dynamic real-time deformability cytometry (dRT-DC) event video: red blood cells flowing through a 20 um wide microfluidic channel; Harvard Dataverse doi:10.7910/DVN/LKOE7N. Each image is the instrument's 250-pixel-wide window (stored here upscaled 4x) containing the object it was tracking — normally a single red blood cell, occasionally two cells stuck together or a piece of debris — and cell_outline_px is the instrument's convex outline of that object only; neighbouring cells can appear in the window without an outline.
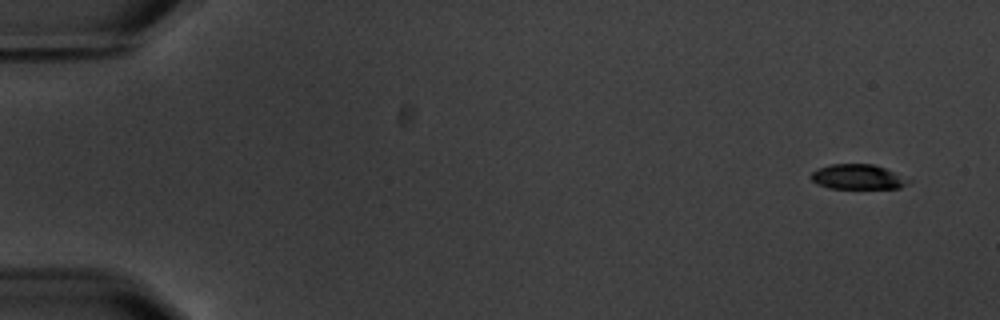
{"species": "common noctule bat (a hibernating species)", "species_latin": "Nyctalus noctula", "temperature_condition": "warm", "stored_images_in_passage": 5, "camera_frame_rate_fps": 3000, "um_per_image_px": 0.085, "animal": {"sex": "male", "body_mass_g": 20.1, "forearm_length_mm": 53.5}, "frame": {"image": 1, "passage_image": 1, "time_ms": 0.0, "image_size_px": [1000, 320], "cell_outline_px": [[912, 180], [908, 184], [900, 188], [828, 188], [816, 184], [812, 180], [812, 172], [820, 168], [832, 164], [872, 164], [884, 168]], "centroid_in_image_um": [72.93, 15.04], "position_along_channel_um": 12.1, "area_um2": 13.99}}
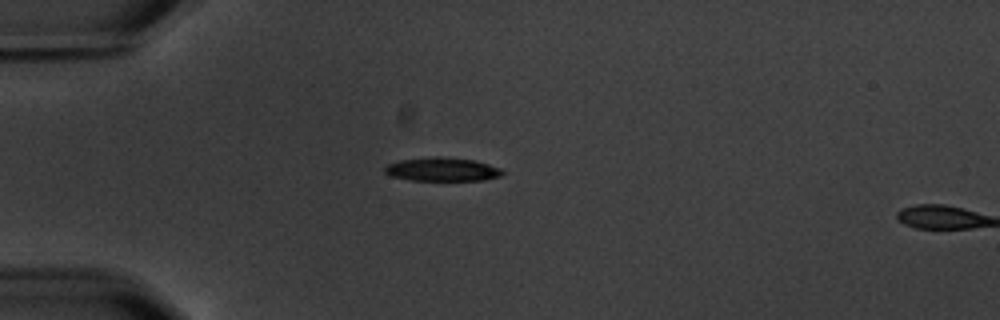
{"frame": {"image": 2, "passage_image": 4, "time_ms": 4.333, "image_size_px": [1000, 320], "cell_outline_px": [[504, 172], [500, 176], [484, 180], [408, 180], [392, 176], [384, 172], [384, 168], [388, 164], [400, 160], [436, 156], [440, 156], [476, 160], [500, 168]], "centroid_in_image_um": [37.59, 14.39], "position_along_channel_um": 47.4, "area_um2": 16.18}}